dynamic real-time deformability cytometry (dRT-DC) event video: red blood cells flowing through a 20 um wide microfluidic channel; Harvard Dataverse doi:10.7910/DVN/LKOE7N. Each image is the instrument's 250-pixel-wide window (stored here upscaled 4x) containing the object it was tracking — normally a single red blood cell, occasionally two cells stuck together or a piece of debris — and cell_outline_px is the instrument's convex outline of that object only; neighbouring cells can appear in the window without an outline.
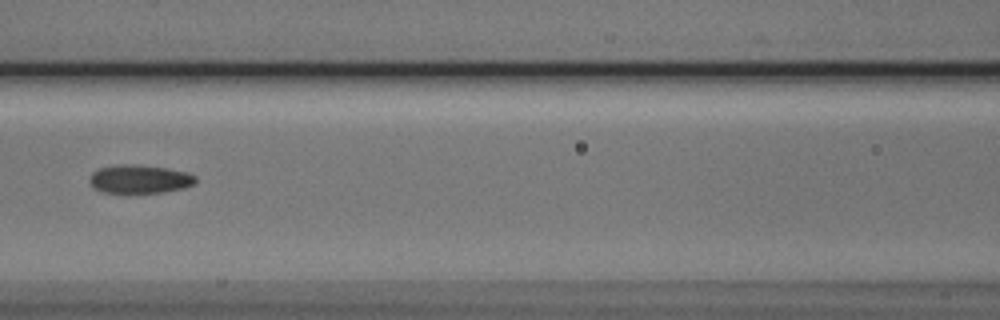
{"species": "Egyptian fruit bat (a non-hibernating species)", "species_latin": "Rousettus aegyptiacus", "temperature_condition": "cold", "stored_images_in_passage": 10, "camera_frame_rate_fps": 3000, "um_per_image_px": 0.085, "animal": {"sex": "male"}, "frame": {"image": 1, "passage_image": 7, "time_ms": 8.0, "image_size_px": [1000, 320], "cell_outline_px": [[196, 184], [184, 188], [164, 192], [104, 192], [92, 188], [88, 180], [88, 176], [92, 172], [100, 168], [120, 164], [136, 164], [168, 168], [188, 172], [196, 176]], "centroid_in_image_um": [11.87, 15.21], "position_along_channel_um": 154.7, "area_um2": 17.8}}
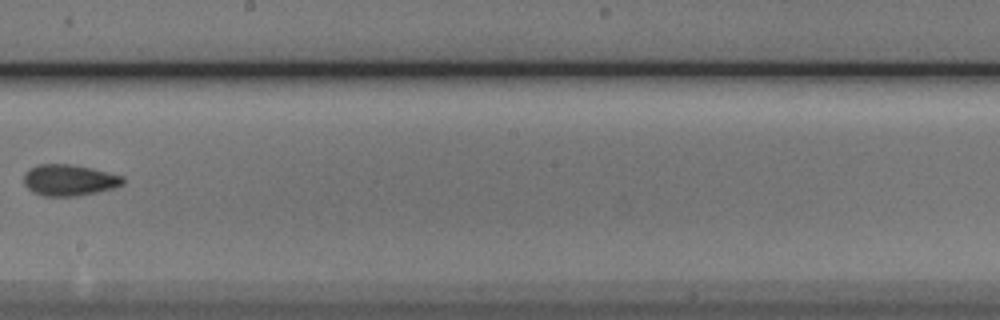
{"frame": {"image": 2, "passage_image": 9, "time_ms": 10.333, "image_size_px": [1000, 320], "cell_outline_px": [[124, 184], [112, 188], [96, 192], [76, 196], [44, 196], [32, 192], [24, 184], [24, 172], [28, 168], [40, 164], [72, 164], [92, 168], [124, 176]], "centroid_in_image_um": [5.86, 15.3], "position_along_channel_um": 242.3, "area_um2": 18.15}}
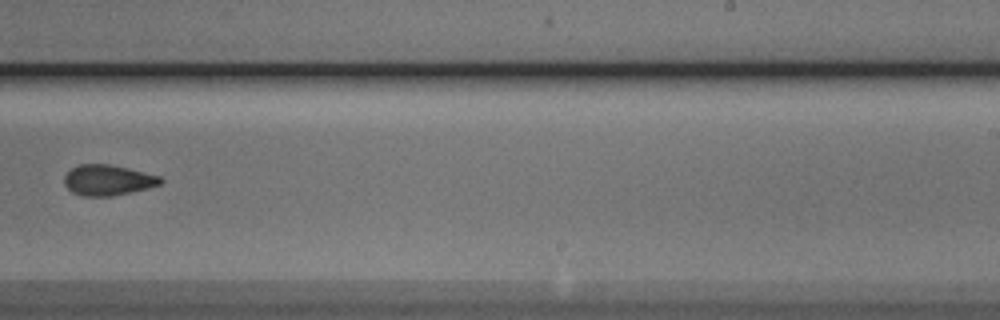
{"frame": {"image": 3, "passage_image": 10, "time_ms": 11.333, "image_size_px": [1000, 320], "cell_outline_px": [[164, 180], [160, 184], [148, 188], [132, 192], [112, 196], [84, 196], [72, 192], [64, 184], [64, 176], [72, 168], [80, 164], [108, 164], [128, 168], [160, 176]], "centroid_in_image_um": [9.17, 15.31], "position_along_channel_um": 279.8, "area_um2": 17.11}}